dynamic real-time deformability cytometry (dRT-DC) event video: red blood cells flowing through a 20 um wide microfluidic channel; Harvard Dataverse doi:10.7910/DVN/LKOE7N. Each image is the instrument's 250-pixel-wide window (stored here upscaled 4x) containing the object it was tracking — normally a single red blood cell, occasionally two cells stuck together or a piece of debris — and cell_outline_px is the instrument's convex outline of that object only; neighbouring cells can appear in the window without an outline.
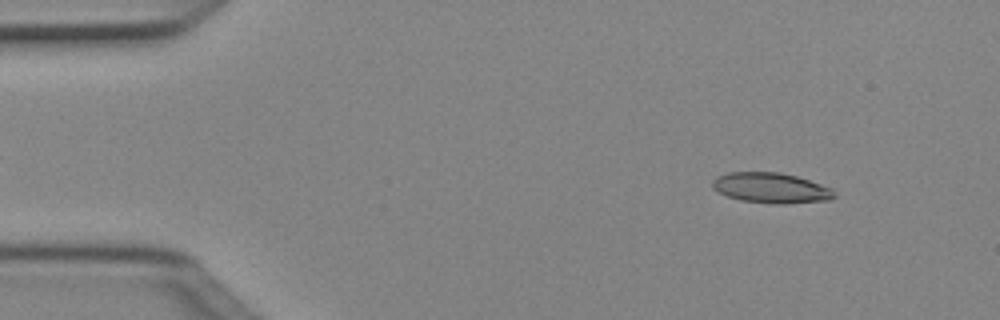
{"species": "Egyptian fruit bat (a non-hibernating species)", "species_latin": "Rousettus aegyptiacus", "temperature_condition": "cold", "stored_images_in_passage": 4, "camera_frame_rate_fps": 3000, "um_per_image_px": 0.085, "animal": {"sex": "female"}, "frame": {"image": 1, "passage_image": 1, "time_ms": 0.0, "image_size_px": [1000, 320], "cell_outline_px": [[836, 196], [832, 200], [780, 204], [776, 204], [740, 200], [728, 196], [712, 188], [712, 180], [716, 176], [728, 172], [780, 172], [796, 176], [832, 188]], "centroid_in_image_um": [65.54, 15.97], "position_along_channel_um": 19.5, "area_um2": 21.56}}